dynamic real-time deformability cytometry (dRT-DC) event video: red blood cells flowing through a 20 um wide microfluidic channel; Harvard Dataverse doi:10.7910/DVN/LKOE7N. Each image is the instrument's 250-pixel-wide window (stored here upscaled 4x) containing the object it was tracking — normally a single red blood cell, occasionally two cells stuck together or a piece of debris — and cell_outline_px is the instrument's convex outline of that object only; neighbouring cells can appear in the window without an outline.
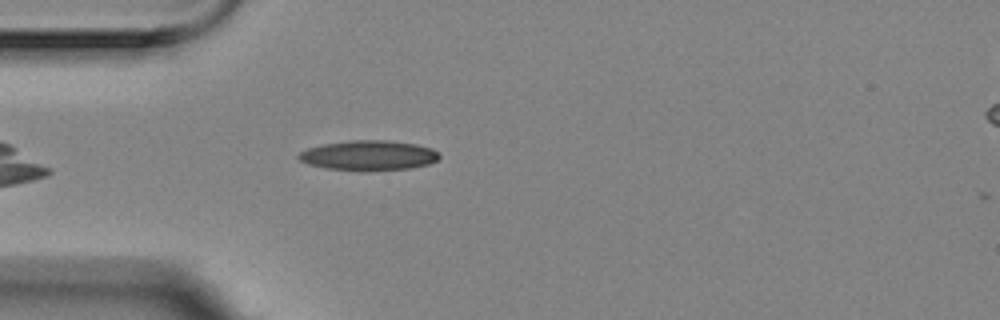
{"species": "Egyptian fruit bat (a non-hibernating species)", "species_latin": "Rousettus aegyptiacus", "temperature_condition": "room temperature", "stored_images_in_passage": 4, "camera_frame_rate_fps": 3000, "um_per_image_px": 0.085, "animal": {"sex": "female"}, "frame": {"image": 1, "passage_image": 4, "time_ms": 1.0, "image_size_px": [1000, 320], "cell_outline_px": [[440, 156], [436, 160], [428, 164], [408, 168], [328, 168], [308, 164], [300, 160], [296, 156], [300, 152], [308, 148], [324, 144], [352, 140], [388, 140], [416, 144], [432, 148]], "centroid_in_image_um": [31.33, 13.16], "position_along_channel_um": 53.7, "area_um2": 23.41}}